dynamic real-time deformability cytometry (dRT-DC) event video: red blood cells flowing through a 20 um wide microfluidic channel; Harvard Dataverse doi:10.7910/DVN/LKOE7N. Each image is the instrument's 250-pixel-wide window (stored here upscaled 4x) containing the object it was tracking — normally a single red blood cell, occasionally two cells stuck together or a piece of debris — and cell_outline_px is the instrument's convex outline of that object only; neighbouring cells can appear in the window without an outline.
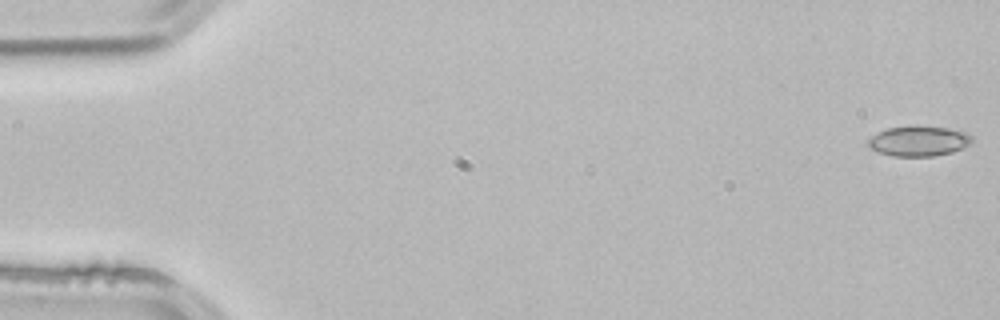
{"species": "common noctule bat (a hibernating species)", "species_latin": "Nyctalus noctula", "temperature_condition": "room temperature", "stored_images_in_passage": 3, "segment_of_instrument_passage": [2, 2], "camera_frame_rate_fps": 3000, "um_per_image_px": 0.085, "animal": {"sex": "male", "body_mass_g": 21.5, "forearm_length_mm": 52.0}, "frame": {"image": 1, "passage_image": 3, "time_ms": 0.667, "image_size_px": [1000, 320], "cell_outline_px": [[972, 144], [952, 152], [932, 156], [892, 156], [876, 152], [868, 148], [868, 140], [872, 136], [888, 128], [948, 128], [968, 132], [972, 136]], "centroid_in_image_um": [78.11, 12.03], "position_along_channel_um": 6.9, "area_um2": 17.8}}